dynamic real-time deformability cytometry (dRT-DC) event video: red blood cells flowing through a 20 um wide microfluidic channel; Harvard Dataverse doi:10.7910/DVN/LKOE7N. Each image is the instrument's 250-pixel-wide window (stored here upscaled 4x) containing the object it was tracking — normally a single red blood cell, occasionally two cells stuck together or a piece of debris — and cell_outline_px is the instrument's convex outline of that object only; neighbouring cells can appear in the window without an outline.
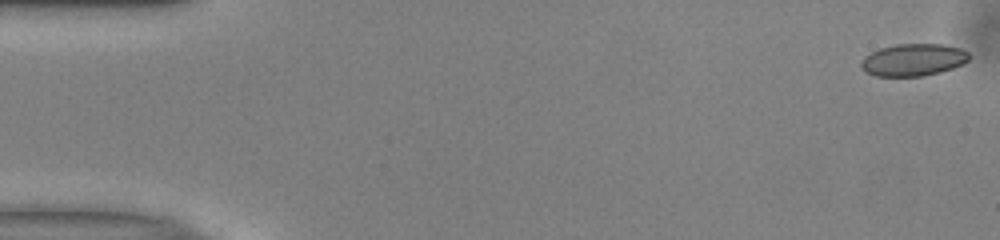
{"species": "common noctule bat (a hibernating species)", "species_latin": "Nyctalus noctula", "temperature_condition": "warm", "stored_images_in_passage": 51, "camera_frame_rate_fps": 3000, "um_per_image_px": 0.085, "animal": {"sex": "male", "body_mass_g": 13.0, "forearm_length_mm": 53.1}, "frame": {"image": 1, "passage_image": 1, "time_ms": 0.0, "image_size_px": [1000, 240], "cell_outline_px": [[968, 60], [952, 68], [940, 72], [924, 76], [876, 76], [864, 72], [860, 64], [872, 52], [880, 48], [896, 44], [944, 44], [960, 48], [968, 52]], "centroid_in_image_um": [77.63, 5.09], "position_along_channel_um": 7.4, "area_um2": 20.06}}
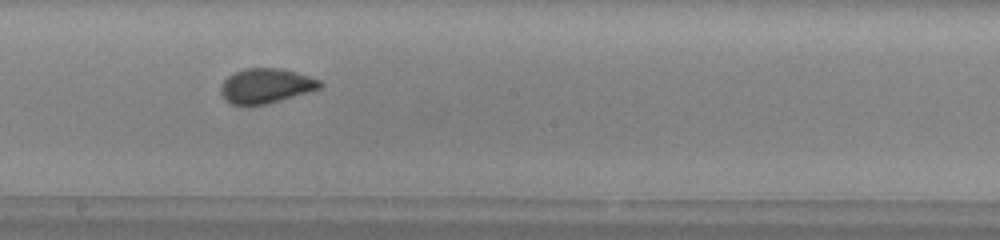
{"frame": {"image": 2, "passage_image": 28, "time_ms": 9.0, "image_size_px": [1000, 240], "cell_outline_px": [[324, 84], [320, 88], [268, 104], [232, 104], [224, 100], [220, 92], [220, 88], [224, 80], [228, 76], [244, 68], [284, 68], [320, 80]], "centroid_in_image_um": [22.6, 7.28], "position_along_channel_um": 225.6, "area_um2": 20.0}}
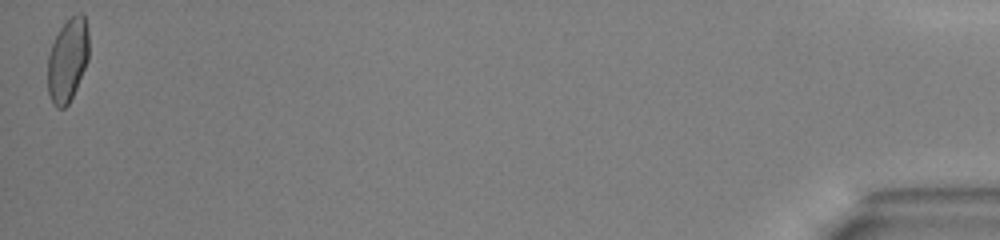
{"frame": {"image": 3, "passage_image": 51, "time_ms": 16.667, "image_size_px": [1000, 240], "cell_outline_px": [[88, 60], [76, 88], [68, 104], [64, 108], [56, 108], [52, 104], [48, 92], [48, 56], [52, 44], [60, 28], [76, 12], [80, 12], [84, 16], [88, 28]], "centroid_in_image_um": [5.75, 5.1], "position_along_channel_um": 429.5, "area_um2": 19.94}, "authors_computed_cell_mechanics": {"area_um2": 20.1144, "velocity_mm_per_s": 3.9955, "shape_relaxation_time_tau1_ms": 4.547, "shape_relaxation_time_tau2_ms": null, "deformation_change_tau1": 0.1136, "deformation_change_tau2": null}}